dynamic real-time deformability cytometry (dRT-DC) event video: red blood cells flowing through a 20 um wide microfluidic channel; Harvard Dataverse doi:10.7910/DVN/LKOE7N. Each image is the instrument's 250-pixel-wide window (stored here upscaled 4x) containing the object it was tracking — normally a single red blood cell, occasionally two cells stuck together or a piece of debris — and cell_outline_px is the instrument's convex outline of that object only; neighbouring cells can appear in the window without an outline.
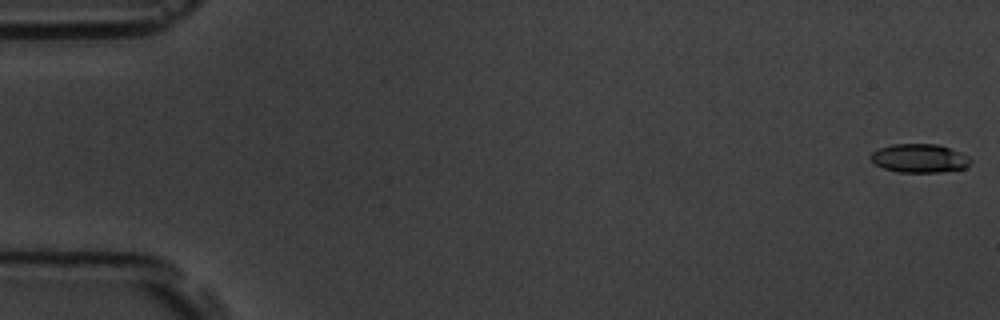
{"species": "common noctule bat (a hibernating species)", "species_latin": "Nyctalus noctula", "temperature_condition": "room temperature", "stored_images_in_passage": 5, "camera_frame_rate_fps": 3000, "um_per_image_px": 0.085, "animal": {"sex": "male", "body_mass_g": 19.5, "forearm_length_mm": 54.6}, "frame": {"image": 1, "passage_image": 1, "time_ms": 0.0, "image_size_px": [1000, 320], "cell_outline_px": [[972, 160], [964, 168], [940, 172], [900, 172], [884, 168], [876, 164], [868, 156], [872, 152], [880, 148], [892, 144], [936, 144], [960, 152], [968, 156]], "centroid_in_image_um": [78.14, 13.45], "position_along_channel_um": 6.9, "area_um2": 16.47}}
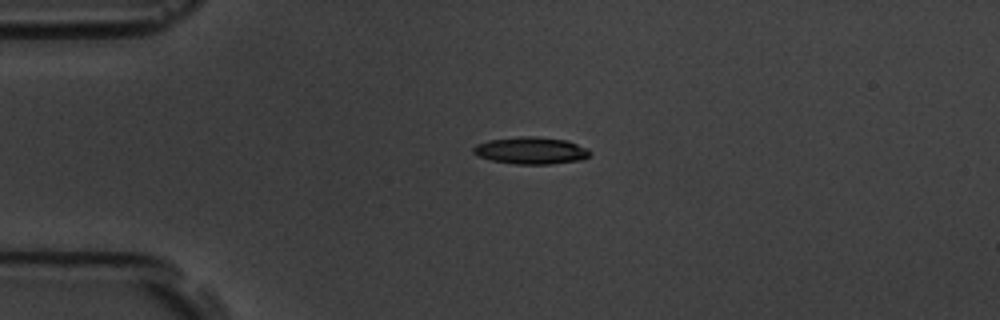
{"frame": {"image": 2, "passage_image": 4, "time_ms": 4.333, "image_size_px": [1000, 320], "cell_outline_px": [[592, 152], [584, 160], [552, 164], [516, 164], [492, 160], [476, 156], [472, 152], [472, 148], [476, 144], [488, 140], [520, 136], [536, 136], [568, 140], [588, 148]], "centroid_in_image_um": [45.15, 12.79], "position_along_channel_um": 39.8, "area_um2": 18.73}}